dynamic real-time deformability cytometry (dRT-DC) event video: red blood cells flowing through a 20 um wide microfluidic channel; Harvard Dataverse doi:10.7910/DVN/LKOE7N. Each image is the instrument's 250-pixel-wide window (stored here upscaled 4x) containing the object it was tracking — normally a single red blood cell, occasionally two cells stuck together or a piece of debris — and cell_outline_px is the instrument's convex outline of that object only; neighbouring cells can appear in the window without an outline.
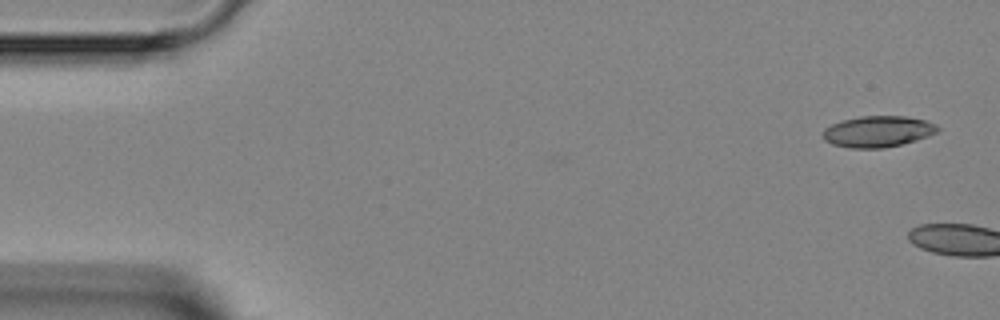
{"species": "Egyptian fruit bat (a non-hibernating species)", "species_latin": "Rousettus aegyptiacus", "temperature_condition": "room temperature", "stored_images_in_passage": 3, "camera_frame_rate_fps": 3000, "um_per_image_px": 0.085, "animal": {"sex": "female"}, "frame": {"image": 1, "passage_image": 1, "time_ms": 0.0, "image_size_px": [1000, 320], "cell_outline_px": [[940, 128], [936, 132], [928, 136], [916, 140], [884, 148], [852, 148], [832, 144], [824, 140], [824, 128], [840, 120], [860, 116], [908, 116], [924, 120], [936, 124]], "centroid_in_image_um": [74.61, 11.17], "position_along_channel_um": 10.4, "area_um2": 20.81}}